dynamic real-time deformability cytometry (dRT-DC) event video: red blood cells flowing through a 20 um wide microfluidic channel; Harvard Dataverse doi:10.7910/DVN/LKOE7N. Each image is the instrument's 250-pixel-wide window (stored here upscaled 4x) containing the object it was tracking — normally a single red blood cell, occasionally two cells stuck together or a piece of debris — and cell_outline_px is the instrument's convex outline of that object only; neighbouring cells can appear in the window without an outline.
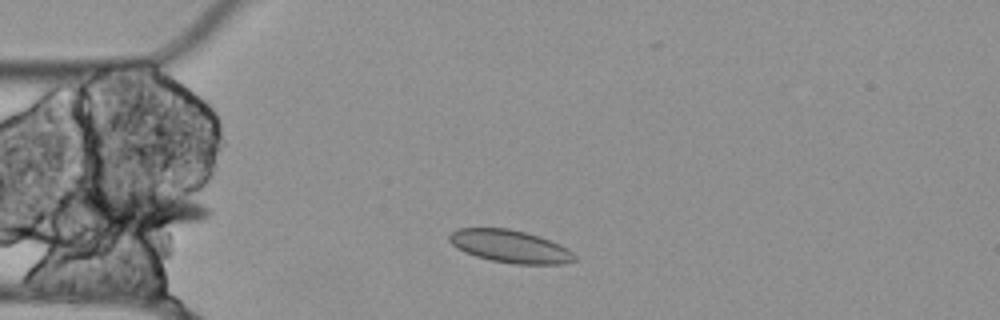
{"species": "Egyptian fruit bat (a non-hibernating species)", "species_latin": "Rousettus aegyptiacus", "temperature_condition": "cold", "stored_images_in_passage": 40, "segment_of_instrument_passage": [1, 2], "camera_frame_rate_fps": 3000, "um_per_image_px": 0.085, "animal": {"sex": "female"}, "frame": {"image": 1, "passage_image": 5, "time_ms": 1.333, "image_size_px": [1000, 320], "cell_outline_px": [[576, 260], [560, 264], [512, 264], [492, 260], [476, 256], [464, 252], [456, 248], [448, 240], [448, 236], [456, 228], [508, 228], [540, 236], [560, 244], [568, 248], [576, 256]], "centroid_in_image_um": [43.35, 20.94], "position_along_channel_um": 41.7, "area_um2": 23.93}}